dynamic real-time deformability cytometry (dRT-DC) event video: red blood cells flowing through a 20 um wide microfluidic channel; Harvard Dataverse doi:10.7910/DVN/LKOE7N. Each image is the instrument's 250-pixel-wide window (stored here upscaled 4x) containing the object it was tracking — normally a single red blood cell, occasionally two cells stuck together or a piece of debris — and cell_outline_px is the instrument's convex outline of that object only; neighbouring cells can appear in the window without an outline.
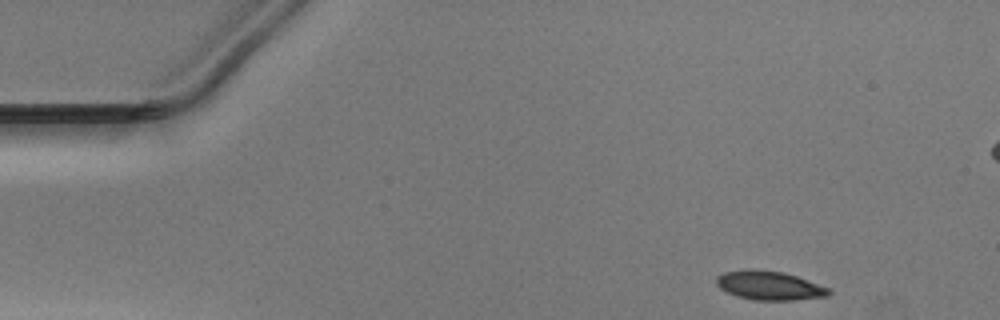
{"species": "Egyptian fruit bat (a non-hibernating species)", "species_latin": "Rousettus aegyptiacus", "temperature_condition": "warm", "stored_images_in_passage": 37, "camera_frame_rate_fps": 3000, "um_per_image_px": 0.085, "animal": {"sex": "male"}, "frame": {"image": 1, "passage_image": 1, "time_ms": 0.0, "image_size_px": [1000, 320], "cell_outline_px": [[832, 292], [828, 296], [792, 300], [756, 300], [736, 296], [720, 288], [716, 284], [716, 276], [724, 272], [744, 268], [756, 268], [784, 272], [796, 276], [828, 288]], "centroid_in_image_um": [65.35, 24.25], "position_along_channel_um": 19.7, "area_um2": 19.07}}
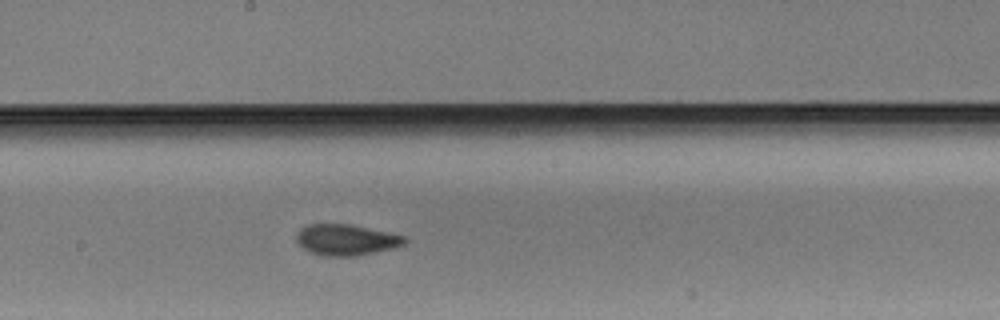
{"frame": {"image": 2, "passage_image": 23, "time_ms": 7.333, "image_size_px": [1000, 320], "cell_outline_px": [[408, 240], [404, 244], [392, 248], [376, 252], [356, 256], [324, 256], [312, 252], [304, 248], [296, 240], [296, 232], [300, 228], [308, 224], [352, 224], [388, 232], [404, 236]], "centroid_in_image_um": [29.42, 20.37], "position_along_channel_um": 218.8, "area_um2": 19.54}}
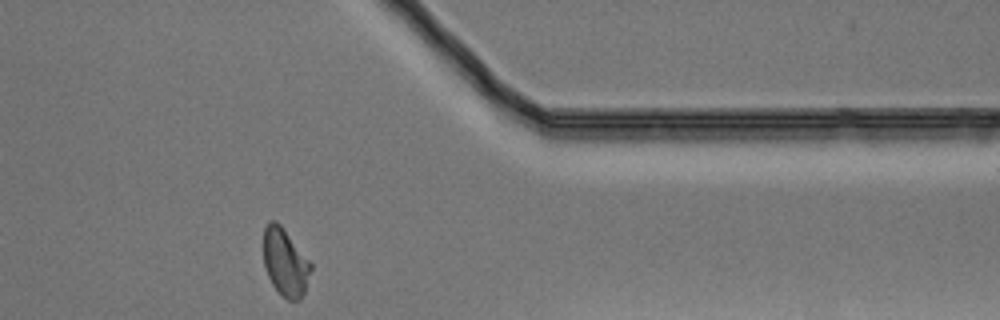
{"frame": {"image": 3, "passage_image": 37, "time_ms": 12.0, "image_size_px": [1000, 320], "cell_outline_px": [[312, 268], [304, 292], [300, 300], [288, 300], [272, 284], [268, 276], [264, 264], [264, 228], [268, 220], [276, 220], [280, 224], [312, 264]], "centroid_in_image_um": [24.24, 22.28], "position_along_channel_um": 387.2, "area_um2": 18.38}}